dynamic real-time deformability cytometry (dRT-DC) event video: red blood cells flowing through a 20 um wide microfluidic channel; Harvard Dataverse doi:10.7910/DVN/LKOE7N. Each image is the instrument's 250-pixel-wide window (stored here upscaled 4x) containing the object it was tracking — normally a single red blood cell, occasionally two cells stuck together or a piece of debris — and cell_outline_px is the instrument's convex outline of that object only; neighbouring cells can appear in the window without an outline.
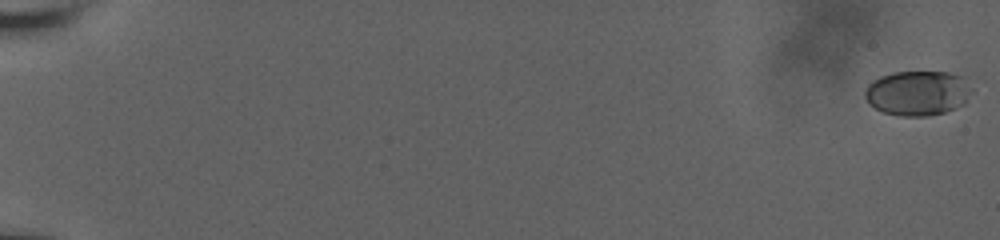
{"species": "human", "species_latin": "Homo sapiens", "temperature_condition": "room temperature", "stored_images_in_passage": 12, "camera_frame_rate_fps": 3000, "um_per_image_px": 0.085, "donor": {"sex": "male"}, "frame": {"image": 1, "passage_image": 1, "time_ms": 0.0, "image_size_px": [1000, 240], "cell_outline_px": [[972, 88], [964, 104], [956, 108], [944, 112], [928, 116], [900, 116], [880, 112], [868, 104], [864, 96], [864, 92], [868, 84], [872, 80], [880, 76], [892, 72], [948, 72], [964, 76]], "centroid_in_image_um": [77.97, 7.91], "position_along_channel_um": 7.0, "area_um2": 28.32}}